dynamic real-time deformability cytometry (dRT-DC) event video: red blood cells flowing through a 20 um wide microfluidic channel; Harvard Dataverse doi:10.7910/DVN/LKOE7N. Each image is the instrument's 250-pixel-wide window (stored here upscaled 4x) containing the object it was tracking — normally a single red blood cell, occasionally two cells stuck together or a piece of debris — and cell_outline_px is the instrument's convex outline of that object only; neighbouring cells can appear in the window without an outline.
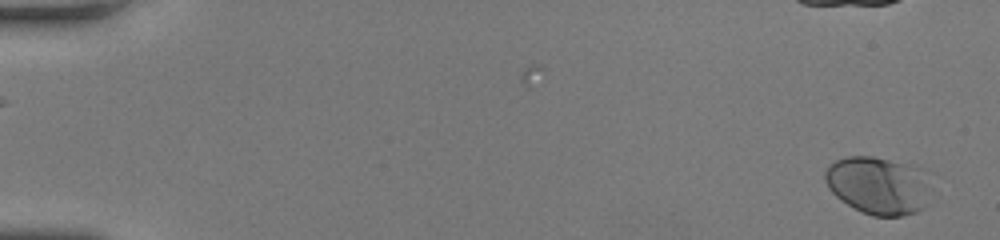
{"species": "human", "species_latin": "Homo sapiens", "temperature_condition": "room temperature", "stored_images_in_passage": 21, "camera_frame_rate_fps": 3000, "um_per_image_px": 0.085, "donor": {"sex": "female"}, "frame": {"image": 1, "passage_image": 2, "time_ms": 0.333, "image_size_px": [1000, 240], "cell_outline_px": [[924, 208], [916, 212], [904, 216], [872, 216], [848, 204], [836, 196], [828, 188], [824, 180], [824, 172], [828, 164], [836, 160], [848, 156], [872, 156], [908, 164], [920, 168], [924, 172]], "centroid_in_image_um": [74.54, 15.74], "position_along_channel_um": 10.5, "area_um2": 34.91}}